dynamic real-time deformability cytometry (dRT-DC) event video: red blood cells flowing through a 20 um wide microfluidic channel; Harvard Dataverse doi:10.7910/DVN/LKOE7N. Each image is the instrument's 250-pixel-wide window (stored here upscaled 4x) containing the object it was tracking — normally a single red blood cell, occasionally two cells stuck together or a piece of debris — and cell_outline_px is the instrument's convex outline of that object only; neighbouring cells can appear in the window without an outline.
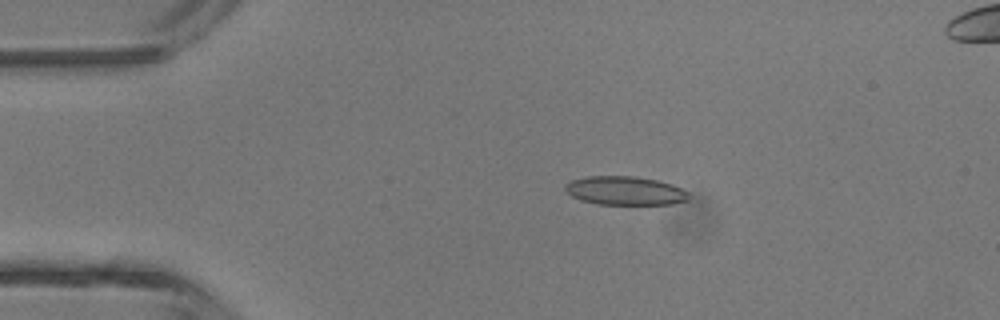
{"species": "common noctule bat (a hibernating species)", "species_latin": "Nyctalus noctula", "temperature_condition": "room temperature", "stored_images_in_passage": 4, "segment_of_instrument_passage": [1, 2], "camera_frame_rate_fps": 3000, "um_per_image_px": 0.085, "animal": {"sex": "male", "body_mass_g": 13.3}, "frame": {"image": 1, "passage_image": 2, "time_ms": 1.333, "image_size_px": [1000, 320], "cell_outline_px": [[692, 196], [688, 200], [672, 204], [596, 204], [580, 200], [572, 196], [564, 188], [564, 184], [572, 180], [588, 176], [636, 176], [656, 180], [672, 184], [688, 192]], "centroid_in_image_um": [53.14, 16.21], "position_along_channel_um": 31.9, "area_um2": 20.75}}